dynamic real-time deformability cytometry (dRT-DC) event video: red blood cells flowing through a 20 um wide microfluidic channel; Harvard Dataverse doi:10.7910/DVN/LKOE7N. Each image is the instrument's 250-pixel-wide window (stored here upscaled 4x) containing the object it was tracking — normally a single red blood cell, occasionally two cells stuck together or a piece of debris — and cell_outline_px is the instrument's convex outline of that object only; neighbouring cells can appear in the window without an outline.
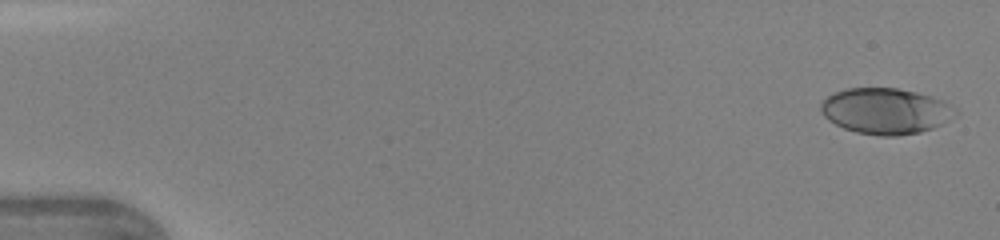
{"species": "human", "species_latin": "Homo sapiens", "temperature_condition": "warm", "stored_images_in_passage": 44, "camera_frame_rate_fps": 3000, "um_per_image_px": 0.085, "donor": {"sex": "female"}, "frame": {"image": 1, "passage_image": 1, "time_ms": 0.0, "image_size_px": [1000, 240], "cell_outline_px": [[960, 112], [940, 124], [932, 128], [920, 132], [896, 136], [880, 136], [856, 132], [844, 128], [828, 120], [820, 112], [820, 104], [828, 96], [836, 92], [848, 88], [896, 88], [916, 92], [932, 96], [944, 100], [952, 104]], "centroid_in_image_um": [75.3, 9.43], "position_along_channel_um": 9.7, "area_um2": 36.07}}
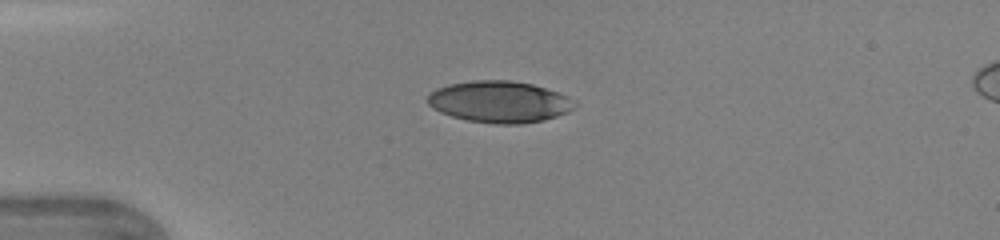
{"frame": {"image": 2, "passage_image": 11, "time_ms": 3.333, "image_size_px": [1000, 240], "cell_outline_px": [[580, 104], [576, 108], [568, 112], [544, 120], [520, 124], [492, 124], [468, 120], [452, 116], [440, 112], [432, 108], [428, 104], [428, 96], [436, 88], [448, 84], [472, 80], [508, 80], [532, 84], [568, 96], [576, 100]], "centroid_in_image_um": [42.49, 8.66], "position_along_channel_um": 42.5, "area_um2": 35.84}}
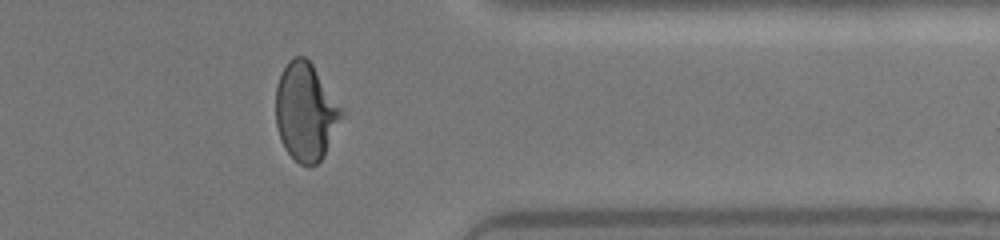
{"frame": {"image": 3, "passage_image": 36, "time_ms": 11.667, "image_size_px": [1000, 240], "cell_outline_px": [[344, 116], [324, 156], [316, 164], [300, 164], [284, 148], [280, 140], [276, 124], [276, 84], [288, 60], [296, 56], [304, 56], [312, 64], [344, 112]], "centroid_in_image_um": [25.98, 9.51], "position_along_channel_um": 385.4, "area_um2": 37.22}}